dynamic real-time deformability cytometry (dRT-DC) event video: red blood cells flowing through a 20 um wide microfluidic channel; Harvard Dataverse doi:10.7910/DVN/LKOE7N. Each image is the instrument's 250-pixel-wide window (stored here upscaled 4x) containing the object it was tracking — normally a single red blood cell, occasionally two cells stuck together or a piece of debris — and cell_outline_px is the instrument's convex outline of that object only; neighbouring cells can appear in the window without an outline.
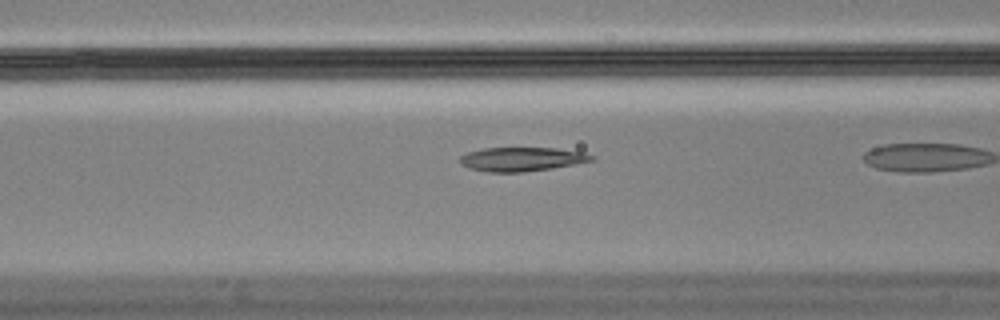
{"species": "Egyptian fruit bat (a non-hibernating species)", "species_latin": "Rousettus aegyptiacus", "temperature_condition": "cold", "stored_images_in_passage": 24, "camera_frame_rate_fps": 3000, "um_per_image_px": 0.085, "animal": {"sex": "male"}, "frame": {"image": 1, "passage_image": 8, "time_ms": 2.333, "image_size_px": [1000, 320], "cell_outline_px": [[596, 160], [552, 168], [524, 172], [488, 172], [468, 168], [460, 164], [460, 156], [468, 152], [484, 148], [556, 148], [584, 152], [596, 156]], "centroid_in_image_um": [44.37, 13.53], "position_along_channel_um": 122.2, "area_um2": 18.5}}
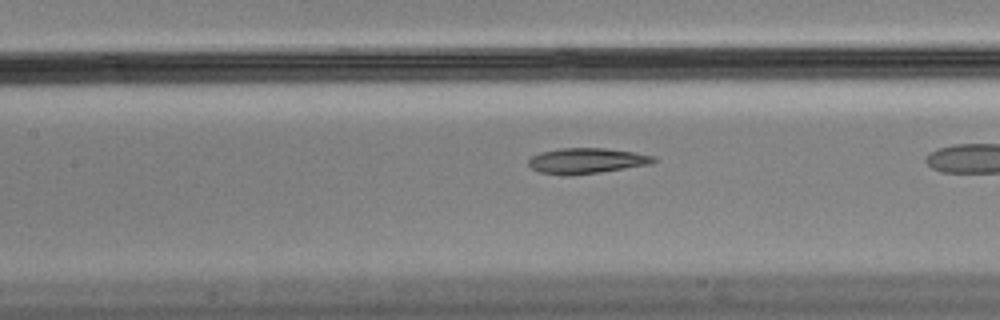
{"frame": {"image": 2, "passage_image": 11, "time_ms": 3.333, "image_size_px": [1000, 320], "cell_outline_px": [[656, 160], [652, 164], [600, 172], [568, 176], [564, 176], [540, 172], [532, 168], [528, 164], [528, 160], [532, 156], [540, 152], [560, 148], [604, 148], [632, 152], [656, 156]], "centroid_in_image_um": [49.85, 13.67], "position_along_channel_um": 157.6, "area_um2": 18.67}}